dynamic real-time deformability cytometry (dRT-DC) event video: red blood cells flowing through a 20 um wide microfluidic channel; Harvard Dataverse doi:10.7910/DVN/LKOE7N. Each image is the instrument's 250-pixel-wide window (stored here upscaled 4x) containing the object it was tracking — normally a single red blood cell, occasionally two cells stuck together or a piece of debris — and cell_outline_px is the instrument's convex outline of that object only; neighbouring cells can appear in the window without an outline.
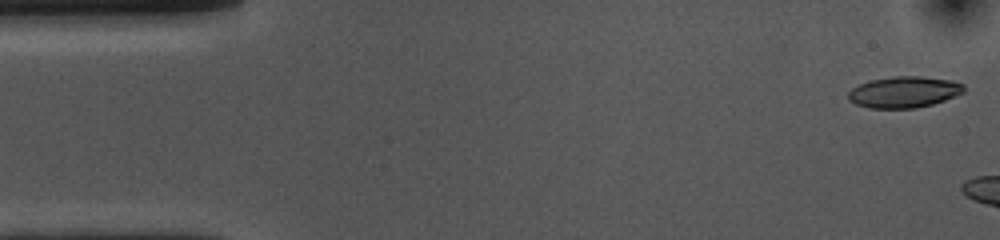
{"species": "common noctule bat (a hibernating species)", "species_latin": "Nyctalus noctula", "temperature_condition": "cold", "stored_images_in_passage": 5, "camera_frame_rate_fps": 3000, "um_per_image_px": 0.085, "animal": {"sex": "female", "body_mass_g": 10.0, "forearm_length_mm": 53.1}, "frame": {"image": 1, "passage_image": 1, "time_ms": 0.0, "image_size_px": [1000, 240], "cell_outline_px": [[964, 92], [944, 100], [932, 104], [916, 108], [868, 108], [856, 104], [848, 100], [848, 92], [852, 88], [860, 84], [872, 80], [892, 76], [920, 76], [948, 80], [964, 84]], "centroid_in_image_um": [76.82, 7.83], "position_along_channel_um": 8.2, "area_um2": 20.92}}